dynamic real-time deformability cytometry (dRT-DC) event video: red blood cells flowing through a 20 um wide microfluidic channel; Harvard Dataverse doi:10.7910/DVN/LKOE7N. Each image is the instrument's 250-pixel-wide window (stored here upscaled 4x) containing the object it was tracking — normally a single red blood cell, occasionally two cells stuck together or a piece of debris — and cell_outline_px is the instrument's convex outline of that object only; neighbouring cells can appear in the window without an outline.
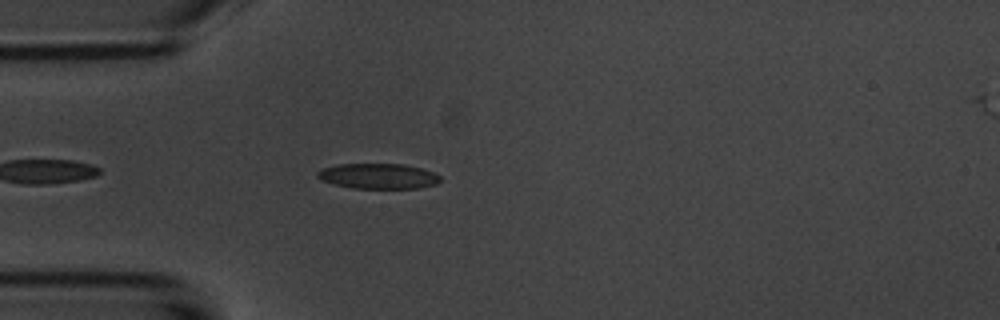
{"species": "common noctule bat (a hibernating species)", "species_latin": "Nyctalus noctula", "temperature_condition": "room temperature", "stored_images_in_passage": 8, "camera_frame_rate_fps": 3000, "um_per_image_px": 0.085, "animal": {"sex": "male", "body_mass_g": 20.1, "forearm_length_mm": 53.5}, "frame": {"image": 1, "passage_image": 4, "time_ms": 1.0, "image_size_px": [1000, 320], "cell_outline_px": [[440, 180], [436, 184], [416, 188], [352, 188], [320, 180], [316, 176], [316, 172], [320, 168], [336, 164], [404, 164], [420, 168], [432, 172], [440, 176]], "centroid_in_image_um": [32.09, 14.96], "position_along_channel_um": 52.9, "area_um2": 18.09}}